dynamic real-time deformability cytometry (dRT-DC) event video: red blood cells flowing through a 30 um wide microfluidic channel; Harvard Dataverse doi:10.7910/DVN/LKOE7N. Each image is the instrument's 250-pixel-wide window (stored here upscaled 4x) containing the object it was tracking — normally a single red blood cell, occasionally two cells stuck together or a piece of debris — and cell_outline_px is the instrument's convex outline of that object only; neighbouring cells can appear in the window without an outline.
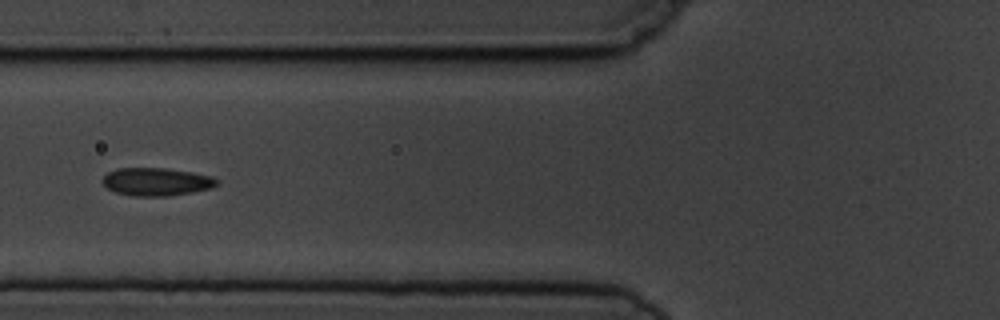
{"species": "common noctule bat (a hibernating species)", "species_latin": "Nyctalus noctula", "temperature_condition": "cold", "stored_images_in_passage": 6, "camera_frame_rate_fps": 3000, "um_per_image_px": 0.085, "animal": {"sex": "male", "body_mass_g": 19.5, "forearm_length_mm": 54.6}, "frame": {"image": 1, "passage_image": 6, "time_ms": 5.667, "image_size_px": [1000, 320], "cell_outline_px": [[216, 184], [212, 188], [192, 192], [168, 196], [132, 196], [116, 192], [108, 188], [100, 180], [108, 172], [116, 168], [164, 168], [192, 172], [212, 176], [216, 180]], "centroid_in_image_um": [13.26, 15.45], "position_along_channel_um": 112.5, "area_um2": 18.55}}